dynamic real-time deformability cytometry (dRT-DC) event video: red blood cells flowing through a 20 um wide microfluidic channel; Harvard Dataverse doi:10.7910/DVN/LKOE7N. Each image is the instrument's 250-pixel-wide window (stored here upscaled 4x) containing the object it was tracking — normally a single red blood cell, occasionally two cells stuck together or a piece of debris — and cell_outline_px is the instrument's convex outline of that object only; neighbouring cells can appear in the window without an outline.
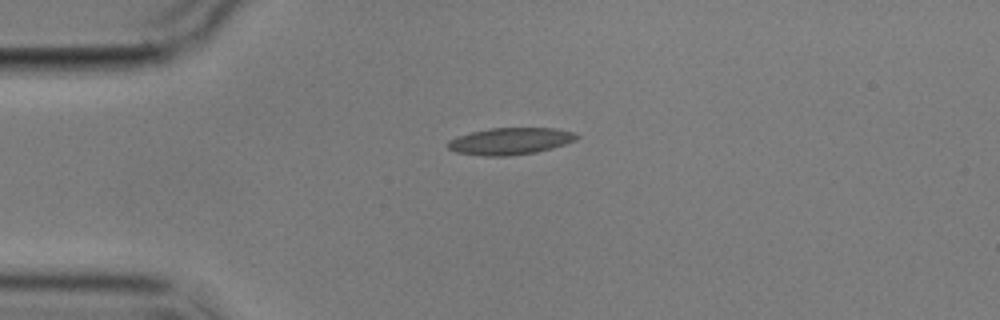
{"species": "common noctule bat (a hibernating species)", "species_latin": "Nyctalus noctula", "temperature_condition": "cold", "stored_images_in_passage": 4, "camera_frame_rate_fps": 3000, "um_per_image_px": 0.085, "animal": {"sex": "male", "body_mass_g": 17.9}, "frame": {"image": 1, "passage_image": 4, "time_ms": 3.667, "image_size_px": [1000, 320], "cell_outline_px": [[580, 136], [576, 140], [552, 148], [536, 152], [508, 156], [484, 156], [456, 152], [448, 148], [448, 140], [456, 136], [488, 128], [556, 128], [576, 132]], "centroid_in_image_um": [43.39, 11.99], "position_along_channel_um": 41.6, "area_um2": 20.29}}